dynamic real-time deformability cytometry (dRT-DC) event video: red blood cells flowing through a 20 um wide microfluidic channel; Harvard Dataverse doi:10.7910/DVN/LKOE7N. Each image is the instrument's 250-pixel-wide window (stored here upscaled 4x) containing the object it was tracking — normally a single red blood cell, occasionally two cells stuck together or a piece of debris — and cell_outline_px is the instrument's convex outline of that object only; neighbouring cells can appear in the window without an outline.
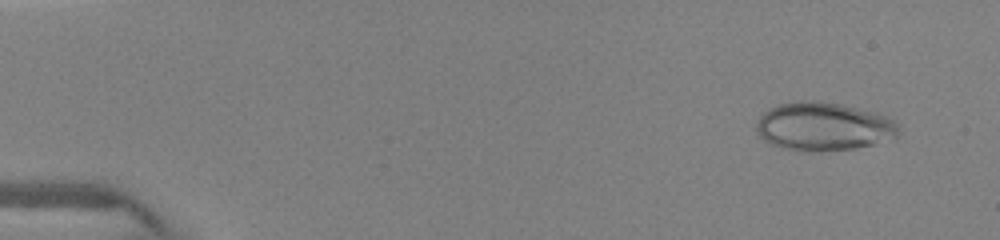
{"species": "human", "species_latin": "Homo sapiens", "temperature_condition": "warm", "stored_images_in_passage": 49, "camera_frame_rate_fps": 3000, "um_per_image_px": 0.085, "donor": {"sex": "female"}, "frame": {"image": 1, "passage_image": 1, "time_ms": 0.0, "image_size_px": [1000, 240], "cell_outline_px": [[900, 128], [896, 136], [872, 144], [856, 148], [812, 152], [800, 152], [780, 148], [768, 144], [756, 132], [756, 124], [760, 116], [764, 112], [780, 104], [800, 100], [816, 100], [840, 104], [876, 112], [892, 120]], "centroid_in_image_um": [69.94, 10.77], "position_along_channel_um": 15.1, "area_um2": 40.23}}
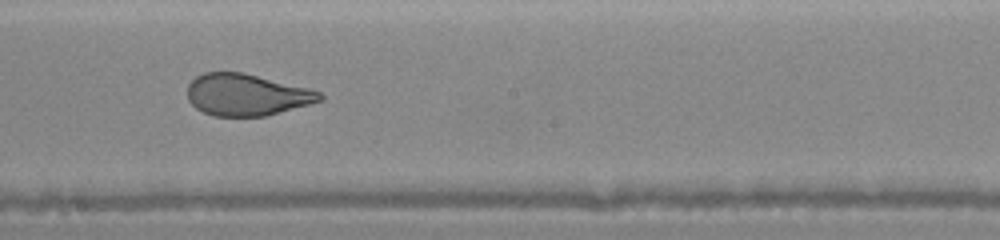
{"frame": {"image": 2, "passage_image": 28, "time_ms": 7.667, "image_size_px": [1000, 240], "cell_outline_px": [[324, 100], [264, 116], [216, 116], [204, 112], [196, 108], [188, 100], [188, 84], [196, 76], [204, 72], [244, 72], [312, 88], [320, 92], [324, 96]], "centroid_in_image_um": [20.99, 8.04], "position_along_channel_um": 227.2, "area_um2": 32.37}}
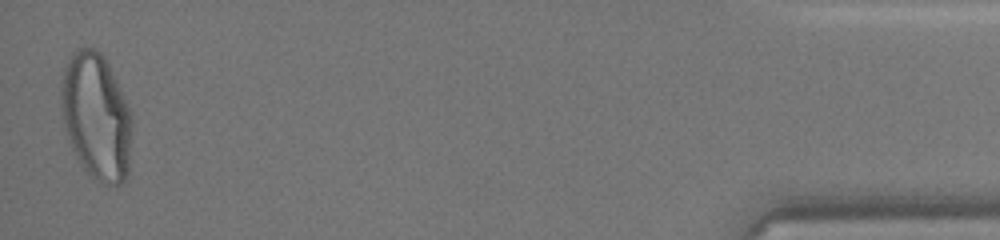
{"frame": {"image": 3, "passage_image": 49, "time_ms": 14.0, "image_size_px": [1000, 240], "cell_outline_px": [[132, 128], [128, 180], [120, 184], [104, 184], [88, 176], [72, 148], [64, 124], [60, 108], [60, 88], [64, 68], [72, 52], [80, 48], [92, 48], [100, 52], [104, 56], [116, 80], [128, 108], [132, 120]], "centroid_in_image_um": [8.18, 9.94], "position_along_channel_um": 427.0, "area_um2": 52.42}}